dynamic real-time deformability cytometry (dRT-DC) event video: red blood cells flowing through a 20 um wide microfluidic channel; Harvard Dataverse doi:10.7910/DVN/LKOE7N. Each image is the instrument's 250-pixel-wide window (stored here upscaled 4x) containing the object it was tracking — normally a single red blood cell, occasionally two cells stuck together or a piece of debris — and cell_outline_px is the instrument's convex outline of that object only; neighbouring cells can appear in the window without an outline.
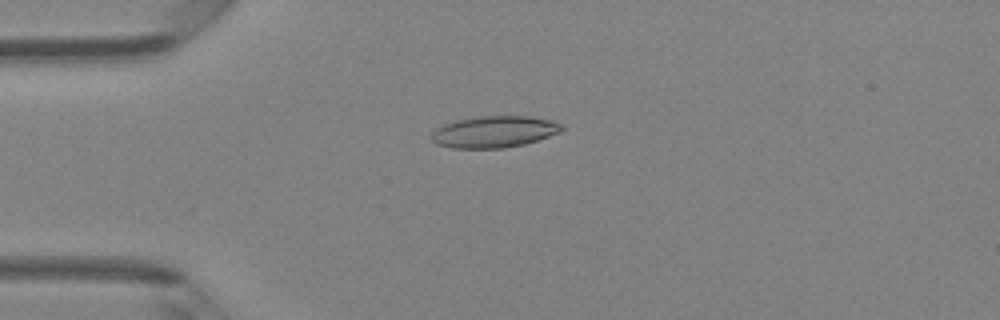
{"species": "Egyptian fruit bat (a non-hibernating species)", "species_latin": "Rousettus aegyptiacus", "temperature_condition": "room temperature", "stored_images_in_passage": 47, "camera_frame_rate_fps": 3000, "um_per_image_px": 0.085, "animal": {"sex": "female"}, "frame": {"image": 1, "passage_image": 12, "time_ms": 3.667, "image_size_px": [1000, 320], "cell_outline_px": [[564, 128], [560, 132], [524, 144], [504, 148], [452, 148], [436, 144], [432, 140], [432, 132], [436, 128], [444, 124], [456, 120], [480, 116], [528, 116], [552, 120], [564, 124]], "centroid_in_image_um": [42.01, 11.2], "position_along_channel_um": 43.0, "area_um2": 23.99}}
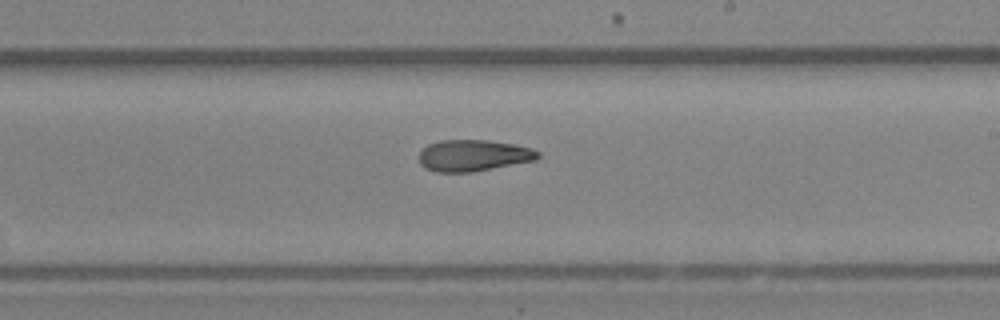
{"frame": {"image": 2, "passage_image": 28, "time_ms": 9.0, "image_size_px": [1000, 320], "cell_outline_px": [[540, 156], [536, 160], [472, 172], [436, 172], [424, 168], [420, 164], [420, 152], [428, 144], [440, 140], [488, 140], [512, 144], [532, 148], [540, 152]], "centroid_in_image_um": [40.24, 13.22], "position_along_channel_um": 248.8, "area_um2": 21.79}}
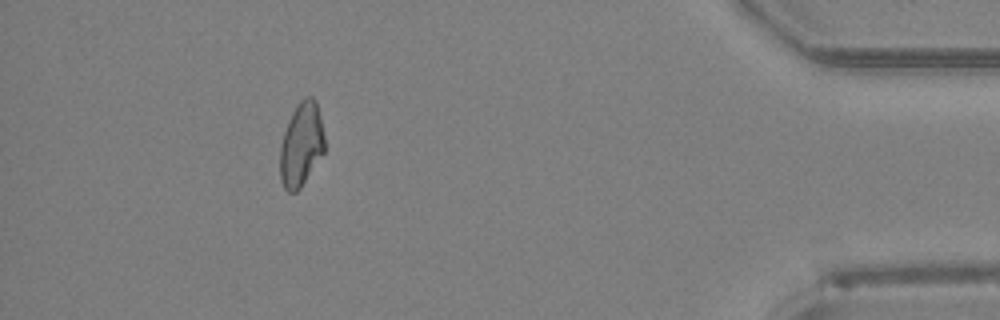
{"frame": {"image": 3, "passage_image": 43, "time_ms": 14.0, "image_size_px": [1000, 320], "cell_outline_px": [[324, 152], [300, 188], [296, 192], [288, 192], [284, 188], [280, 180], [280, 148], [284, 132], [288, 120], [292, 112], [300, 100], [304, 96], [312, 96], [316, 100], [320, 116], [324, 136]], "centroid_in_image_um": [25.6, 12.27], "position_along_channel_um": 409.6, "area_um2": 21.73}, "authors_computed_cell_mechanics": {"area_um2": 22.7154, "velocity_mm_per_s": 4.3069, "shape_relaxation_time_tau1_ms": null, "shape_relaxation_time_tau2_ms": 4.3406, "deformation_change_tau1": null, "deformation_change_tau2": 0.1264}}